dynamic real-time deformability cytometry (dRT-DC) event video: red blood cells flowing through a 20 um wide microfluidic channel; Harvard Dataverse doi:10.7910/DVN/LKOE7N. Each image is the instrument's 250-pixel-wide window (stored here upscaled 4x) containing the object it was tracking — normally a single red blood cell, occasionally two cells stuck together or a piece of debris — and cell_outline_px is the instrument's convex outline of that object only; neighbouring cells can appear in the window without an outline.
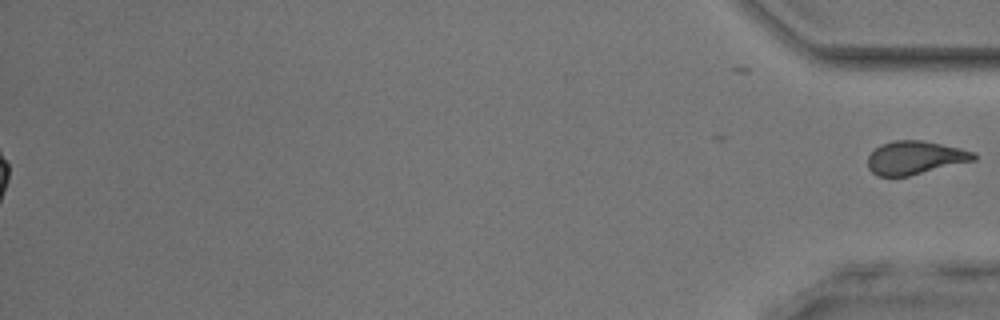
{"species": "common noctule bat (a hibernating species)", "species_latin": "Nyctalus noctula", "temperature_condition": "room temperature", "stored_images_in_passage": 54, "segment_of_instrument_passage": [2, 2], "camera_frame_rate_fps": 3000, "um_per_image_px": 0.085, "animal": {"sex": "male", "body_mass_g": 17.9, "forearm_length_mm": 54.2}, "frame": {"image": 1, "passage_image": 54, "time_ms": 17.667, "image_size_px": [1000, 320], "cell_outline_px": [[976, 160], [908, 176], [876, 176], [868, 168], [868, 156], [880, 144], [896, 140], [920, 140], [960, 148], [976, 152]], "centroid_in_image_um": [77.78, 13.4], "position_along_channel_um": 357.4, "area_um2": 20.52}}